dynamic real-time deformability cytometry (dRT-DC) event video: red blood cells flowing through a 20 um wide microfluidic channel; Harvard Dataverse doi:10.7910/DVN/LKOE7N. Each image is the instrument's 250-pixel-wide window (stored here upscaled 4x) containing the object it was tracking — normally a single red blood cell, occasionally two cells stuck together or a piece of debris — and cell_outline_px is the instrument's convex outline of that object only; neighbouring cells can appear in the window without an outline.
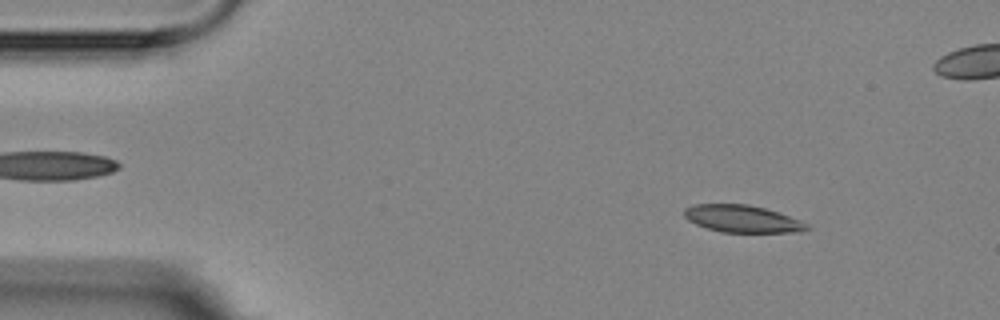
{"species": "Egyptian fruit bat (a non-hibernating species)", "species_latin": "Rousettus aegyptiacus", "temperature_condition": "room temperature", "stored_images_in_passage": 16, "camera_frame_rate_fps": 3000, "um_per_image_px": 0.085, "animal": {"sex": "female"}, "frame": {"image": 1, "passage_image": 1, "time_ms": 0.0, "image_size_px": [1000, 320], "cell_outline_px": [[812, 228], [800, 232], [720, 232], [696, 224], [688, 220], [684, 216], [684, 208], [696, 204], [748, 204], [764, 208], [800, 220], [808, 224]], "centroid_in_image_um": [63.1, 18.6], "position_along_channel_um": 21.9, "area_um2": 19.36}}
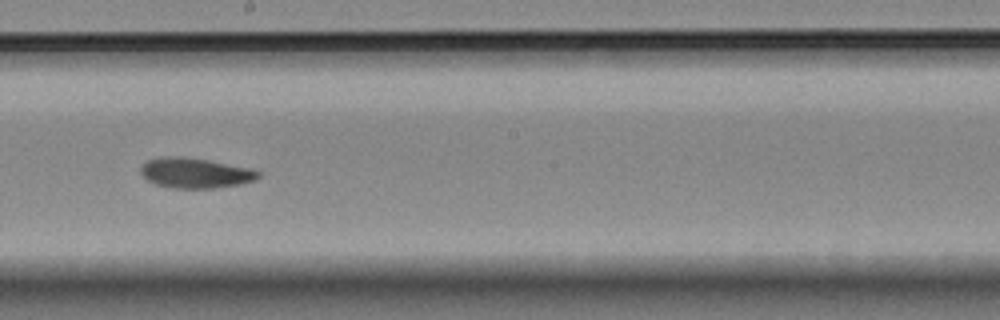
{"frame": {"image": 2, "passage_image": 8, "time_ms": 8.0, "image_size_px": [1000, 320], "cell_outline_px": [[260, 176], [256, 180], [240, 184], [216, 188], [172, 188], [156, 184], [148, 180], [140, 172], [140, 168], [148, 160], [160, 156], [180, 156], [208, 160], [252, 168], [260, 172]], "centroid_in_image_um": [16.62, 14.7], "position_along_channel_um": 231.6, "area_um2": 20.75}}
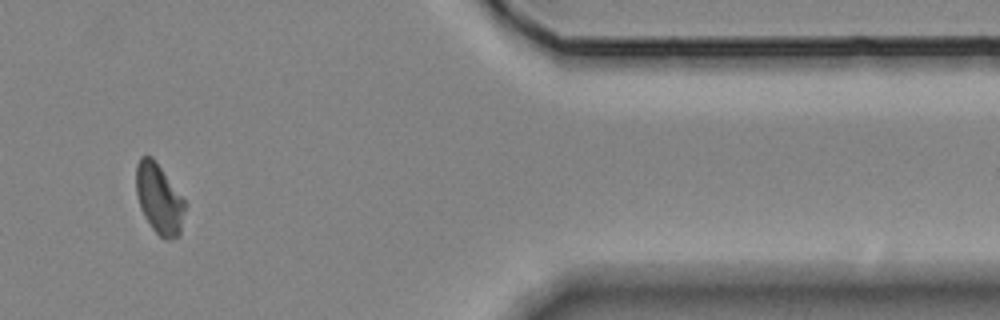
{"frame": {"image": 3, "passage_image": 13, "time_ms": 13.667, "image_size_px": [1000, 320], "cell_outline_px": [[184, 208], [180, 236], [172, 240], [168, 240], [160, 236], [152, 228], [144, 216], [140, 208], [136, 192], [136, 164], [140, 156], [152, 156], [184, 200]], "centroid_in_image_um": [13.5, 16.91], "position_along_channel_um": 397.9, "area_um2": 19.71}, "authors_computed_cell_mechanics": {"area_um2": 20.2011, "velocity_mm_per_s": 3.5451, "shape_relaxation_time_tau1_ms": null, "shape_relaxation_time_tau2_ms": 7.4459, "deformation_change_tau1": null, "deformation_change_tau2": 0.1299}}